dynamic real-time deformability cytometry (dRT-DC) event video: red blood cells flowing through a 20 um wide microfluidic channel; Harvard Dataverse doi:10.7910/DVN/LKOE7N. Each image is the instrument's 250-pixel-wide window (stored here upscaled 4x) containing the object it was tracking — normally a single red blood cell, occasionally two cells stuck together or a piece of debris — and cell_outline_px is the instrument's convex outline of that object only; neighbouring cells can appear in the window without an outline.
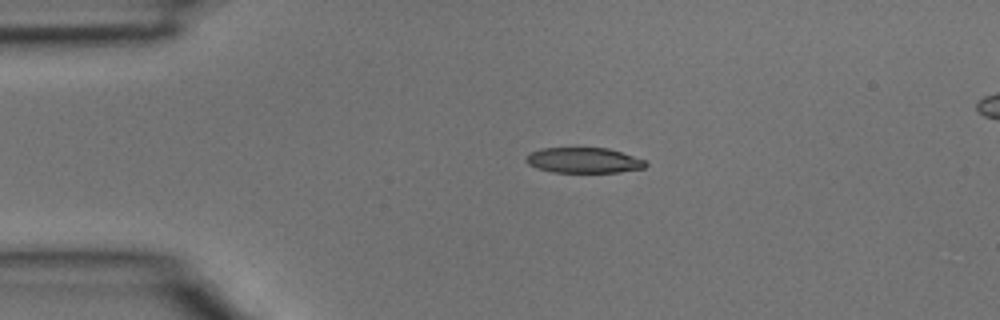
{"species": "common noctule bat (a hibernating species)", "species_latin": "Nyctalus noctula", "temperature_condition": "room temperature", "stored_images_in_passage": 3, "segment_of_instrument_passage": [1, 2], "camera_frame_rate_fps": 3000, "um_per_image_px": 0.085, "animal": {"sex": "male", "body_mass_g": 15.6}, "frame": {"image": 1, "passage_image": 1, "time_ms": 0.0, "image_size_px": [1000, 320], "cell_outline_px": [[648, 164], [644, 168], [620, 172], [552, 172], [536, 168], [528, 164], [524, 160], [532, 152], [540, 148], [608, 148], [644, 160]], "centroid_in_image_um": [49.6, 13.63], "position_along_channel_um": 35.4, "area_um2": 17.57}}